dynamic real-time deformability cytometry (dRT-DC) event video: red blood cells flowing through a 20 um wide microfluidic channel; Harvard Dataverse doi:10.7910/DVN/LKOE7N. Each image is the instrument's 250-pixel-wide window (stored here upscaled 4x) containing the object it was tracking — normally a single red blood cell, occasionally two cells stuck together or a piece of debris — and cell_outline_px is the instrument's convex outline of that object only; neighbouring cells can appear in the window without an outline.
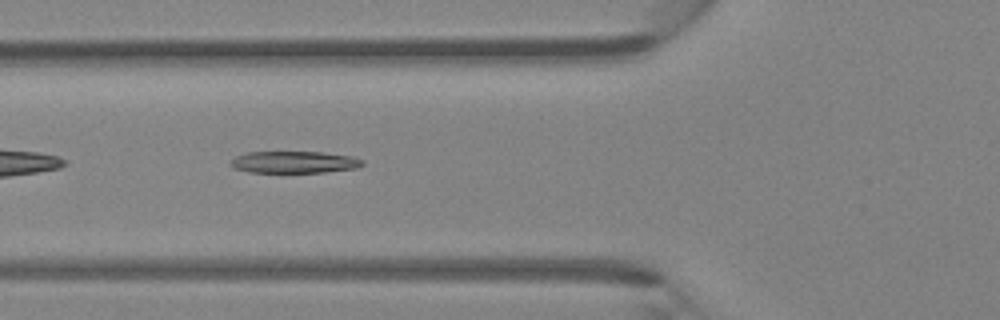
{"species": "Egyptian fruit bat (a non-hibernating species)", "species_latin": "Rousettus aegyptiacus", "temperature_condition": "room temperature", "stored_images_in_passage": 44, "camera_frame_rate_fps": 3000, "um_per_image_px": 0.085, "animal": {"sex": "female"}, "frame": {"image": 1, "passage_image": 16, "time_ms": 5.0, "image_size_px": [1000, 320], "cell_outline_px": [[364, 164], [356, 168], [324, 172], [248, 172], [232, 168], [228, 164], [228, 160], [236, 156], [248, 152], [324, 152], [352, 156], [364, 160]], "centroid_in_image_um": [24.96, 13.78], "position_along_channel_um": 100.8, "area_um2": 16.99}}
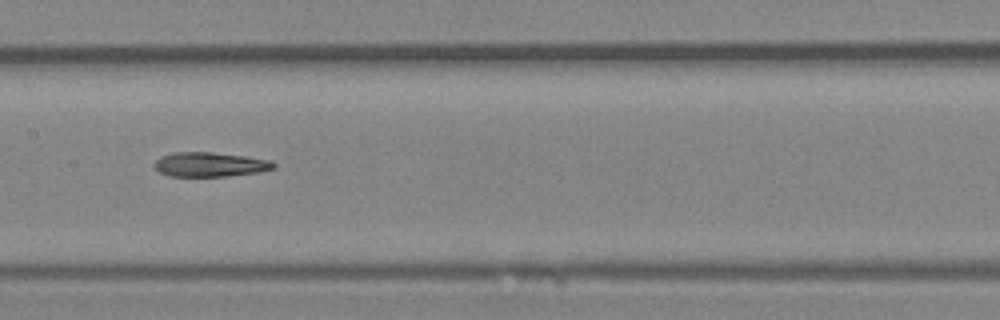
{"frame": {"image": 2, "passage_image": 22, "time_ms": 7.0, "image_size_px": [1000, 320], "cell_outline_px": [[276, 168], [260, 172], [228, 176], [168, 176], [160, 172], [152, 164], [160, 156], [176, 152], [212, 152], [244, 156], [272, 160], [276, 164]], "centroid_in_image_um": [17.87, 13.98], "position_along_channel_um": 189.5, "area_um2": 17.11}}
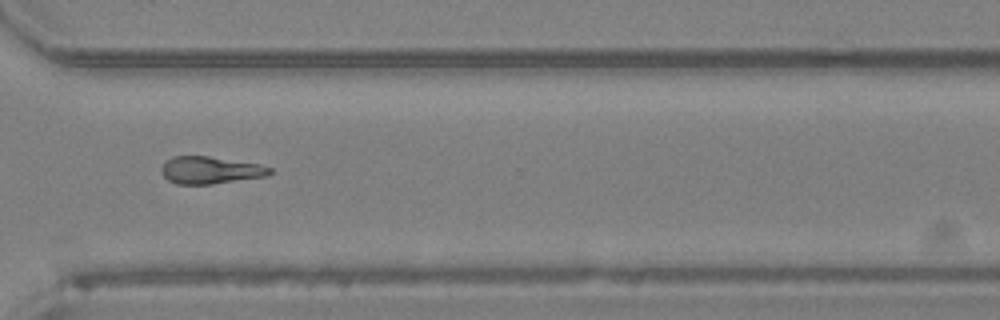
{"frame": {"image": 3, "passage_image": 33, "time_ms": 10.667, "image_size_px": [1000, 320], "cell_outline_px": [[272, 172], [268, 176], [212, 184], [176, 184], [168, 180], [160, 172], [160, 168], [172, 156], [208, 156], [260, 164], [272, 168]], "centroid_in_image_um": [17.88, 14.47], "position_along_channel_um": 352.7, "area_um2": 17.28}}